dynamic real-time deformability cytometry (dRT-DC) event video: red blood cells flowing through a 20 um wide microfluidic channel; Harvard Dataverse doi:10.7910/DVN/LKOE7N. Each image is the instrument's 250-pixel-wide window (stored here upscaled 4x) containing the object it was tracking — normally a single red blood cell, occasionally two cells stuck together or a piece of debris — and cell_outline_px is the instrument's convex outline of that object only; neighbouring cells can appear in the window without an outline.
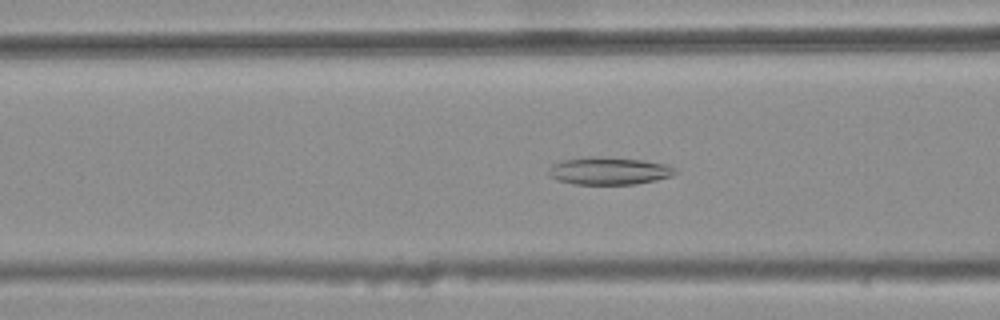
{"species": "common noctule bat (a hibernating species)", "species_latin": "Nyctalus noctula", "temperature_condition": "warm", "stored_images_in_passage": 46, "camera_frame_rate_fps": 3000, "um_per_image_px": 0.085, "animal": {"sex": "female", "body_mass_g": 25.1}, "frame": {"image": 1, "passage_image": 21, "time_ms": 6.667, "image_size_px": [1000, 320], "cell_outline_px": [[676, 172], [672, 176], [656, 180], [636, 184], [572, 184], [556, 180], [548, 176], [548, 168], [552, 164], [564, 160], [584, 156], [596, 156], [644, 160], [668, 164], [676, 168]], "centroid_in_image_um": [51.74, 14.52], "position_along_channel_um": 114.9, "area_um2": 20.63}}
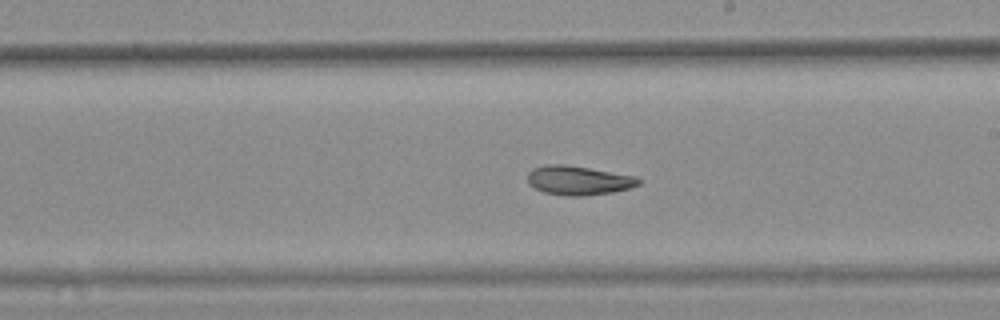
{"frame": {"image": 2, "passage_image": 31, "time_ms": 10.0, "image_size_px": [1000, 320], "cell_outline_px": [[640, 184], [628, 188], [612, 192], [584, 196], [564, 196], [544, 192], [528, 184], [528, 172], [532, 168], [548, 164], [568, 164], [636, 176], [640, 180]], "centroid_in_image_um": [49.15, 15.32], "position_along_channel_um": 239.9, "area_um2": 18.96}}
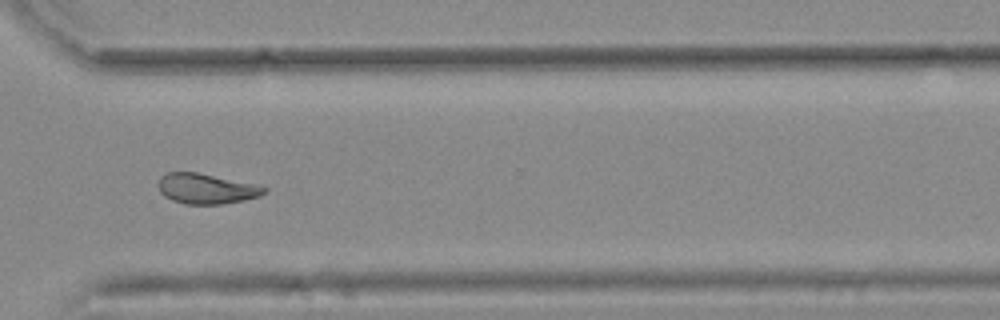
{"frame": {"image": 3, "passage_image": 40, "time_ms": 13.0, "image_size_px": [1000, 320], "cell_outline_px": [[268, 192], [260, 196], [244, 200], [224, 204], [184, 204], [172, 200], [164, 196], [160, 192], [160, 176], [168, 172], [196, 172], [252, 184], [268, 188]], "centroid_in_image_um": [17.54, 16.05], "position_along_channel_um": 353.1, "area_um2": 18.44}, "authors_computed_cell_mechanics": {"area_um2": 19.7387, "velocity_mm_per_s": 3.7549, "shape_relaxation_time_tau1_ms": null, "shape_relaxation_time_tau2_ms": 7.1134, "deformation_change_tau1": null, "deformation_change_tau2": 0.1362}}